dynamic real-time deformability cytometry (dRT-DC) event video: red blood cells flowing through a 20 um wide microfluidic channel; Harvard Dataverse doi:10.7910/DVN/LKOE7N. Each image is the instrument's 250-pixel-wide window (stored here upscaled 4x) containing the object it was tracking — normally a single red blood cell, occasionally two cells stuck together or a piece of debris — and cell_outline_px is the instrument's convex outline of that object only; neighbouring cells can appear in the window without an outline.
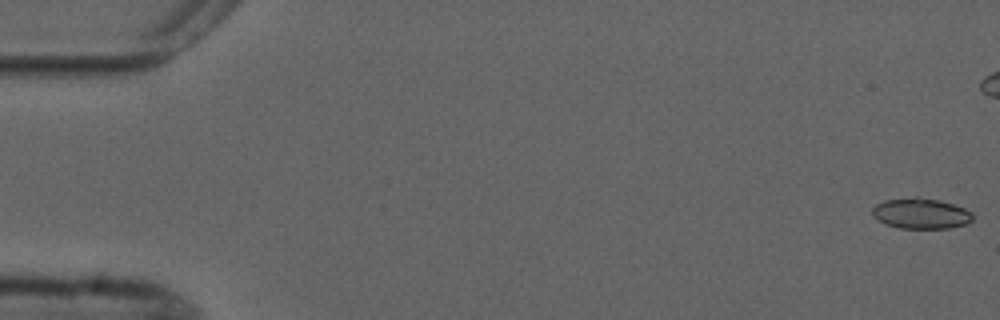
{"species": "common noctule bat (a hibernating species)", "species_latin": "Nyctalus noctula", "temperature_condition": "cold", "stored_images_in_passage": 6, "camera_frame_rate_fps": 3000, "um_per_image_px": 0.085, "animal": {"sex": "male", "forearm_length_mm": 52.5}, "frame": {"image": 1, "passage_image": 1, "time_ms": 0.0, "image_size_px": [1000, 320], "cell_outline_px": [[972, 220], [968, 224], [948, 228], [900, 228], [888, 224], [872, 216], [872, 208], [876, 204], [884, 200], [916, 196], [940, 200], [964, 208], [972, 212]], "centroid_in_image_um": [78.28, 18.13], "position_along_channel_um": 6.7, "area_um2": 17.92}}